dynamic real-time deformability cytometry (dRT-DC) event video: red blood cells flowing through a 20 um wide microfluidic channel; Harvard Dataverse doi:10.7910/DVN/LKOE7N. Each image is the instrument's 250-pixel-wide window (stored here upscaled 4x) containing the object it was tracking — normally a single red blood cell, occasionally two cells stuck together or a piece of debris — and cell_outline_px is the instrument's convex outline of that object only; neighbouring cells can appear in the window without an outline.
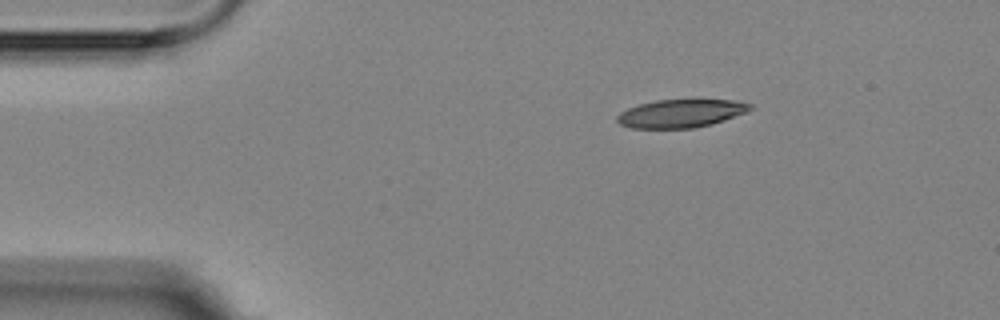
{"species": "Egyptian fruit bat (a non-hibernating species)", "species_latin": "Rousettus aegyptiacus", "temperature_condition": "room temperature", "stored_images_in_passage": 3, "camera_frame_rate_fps": 3000, "um_per_image_px": 0.085, "animal": {"sex": "female"}, "frame": {"image": 1, "passage_image": 1, "time_ms": 0.0, "image_size_px": [1000, 320], "cell_outline_px": [[752, 108], [748, 112], [712, 124], [692, 128], [632, 128], [620, 124], [616, 120], [616, 116], [620, 112], [628, 108], [640, 104], [656, 100], [732, 100], [752, 104]], "centroid_in_image_um": [57.87, 9.64], "position_along_channel_um": 27.1, "area_um2": 21.73}}